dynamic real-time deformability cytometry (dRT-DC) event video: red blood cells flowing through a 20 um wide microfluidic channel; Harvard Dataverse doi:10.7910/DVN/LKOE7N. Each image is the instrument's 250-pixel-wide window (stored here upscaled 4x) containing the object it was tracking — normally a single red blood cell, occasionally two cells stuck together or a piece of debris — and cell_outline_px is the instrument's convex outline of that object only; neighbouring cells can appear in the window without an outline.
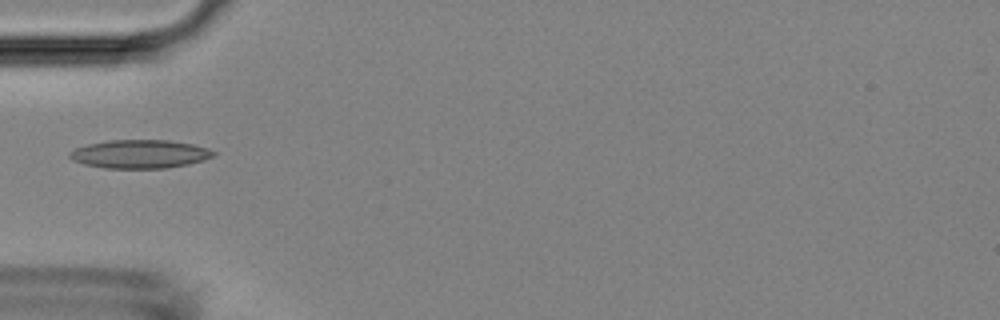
{"species": "Egyptian fruit bat (a non-hibernating species)", "species_latin": "Rousettus aegyptiacus", "temperature_condition": "room temperature", "stored_images_in_passage": 6, "camera_frame_rate_fps": 3000, "um_per_image_px": 0.085, "animal": {"sex": "female"}, "frame": {"image": 1, "passage_image": 5, "time_ms": 4.667, "image_size_px": [1000, 320], "cell_outline_px": [[216, 152], [212, 156], [204, 160], [188, 164], [168, 168], [104, 168], [84, 164], [72, 160], [68, 156], [68, 152], [76, 148], [88, 144], [108, 140], [168, 140], [192, 144], [208, 148]], "centroid_in_image_um": [11.86, 13.09], "position_along_channel_um": 73.1, "area_um2": 23.87}}